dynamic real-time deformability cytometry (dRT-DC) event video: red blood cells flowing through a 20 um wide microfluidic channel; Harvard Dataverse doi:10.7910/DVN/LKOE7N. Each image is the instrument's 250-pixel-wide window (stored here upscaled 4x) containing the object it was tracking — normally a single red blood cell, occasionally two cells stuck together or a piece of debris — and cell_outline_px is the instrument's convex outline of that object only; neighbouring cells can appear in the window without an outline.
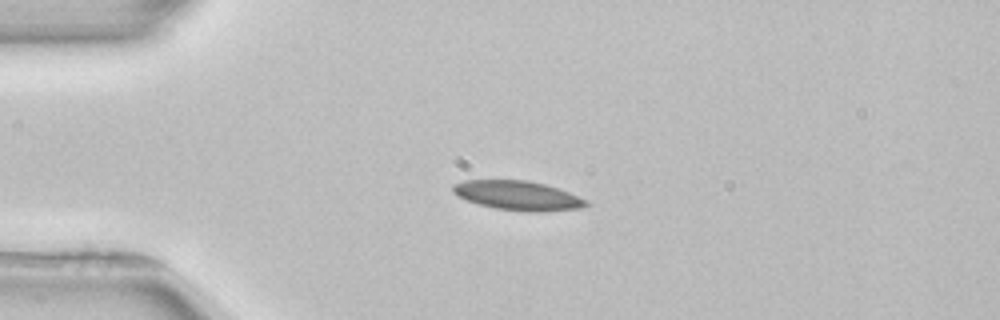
{"species": "common noctule bat (a hibernating species)", "species_latin": "Nyctalus noctula", "temperature_condition": "room temperature", "stored_images_in_passage": 3, "camera_frame_rate_fps": 3000, "um_per_image_px": 0.085, "animal": {"sex": "female", "body_mass_g": 22.7, "forearm_length_mm": 54.2}, "frame": {"image": 1, "passage_image": 2, "time_ms": 2.667, "image_size_px": [1000, 320], "cell_outline_px": [[588, 204], [584, 208], [544, 212], [528, 212], [496, 208], [480, 204], [468, 200], [452, 192], [452, 184], [464, 180], [528, 180], [544, 184], [568, 192], [588, 200]], "centroid_in_image_um": [44.05, 16.62], "position_along_channel_um": 41.0, "area_um2": 22.72}}